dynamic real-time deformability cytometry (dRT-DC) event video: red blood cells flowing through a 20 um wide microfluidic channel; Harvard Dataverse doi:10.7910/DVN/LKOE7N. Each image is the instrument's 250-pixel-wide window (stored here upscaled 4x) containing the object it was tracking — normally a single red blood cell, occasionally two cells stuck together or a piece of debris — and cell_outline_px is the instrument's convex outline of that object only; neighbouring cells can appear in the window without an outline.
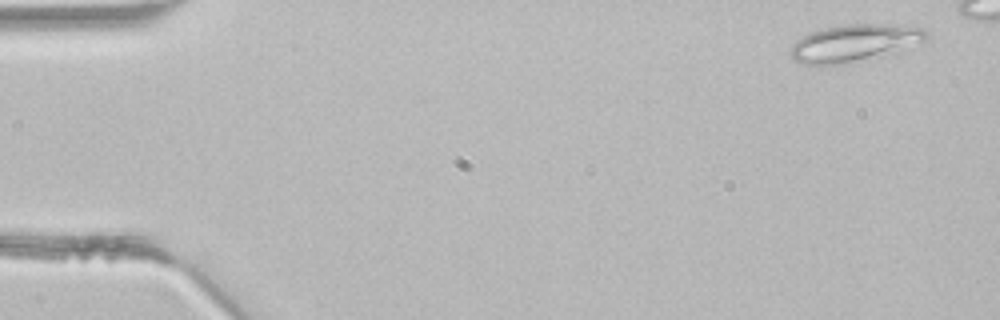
{"species": "common noctule bat (a hibernating species)", "species_latin": "Nyctalus noctula", "temperature_condition": "room temperature", "stored_images_in_passage": 5, "camera_frame_rate_fps": 3000, "um_per_image_px": 0.085, "animal": {"sex": "male", "body_mass_g": 21.5, "forearm_length_mm": 52.0}, "frame": {"image": 1, "passage_image": 1, "time_ms": 0.0, "image_size_px": [1000, 320], "cell_outline_px": [[928, 36], [924, 40], [852, 60], [836, 64], [804, 64], [792, 60], [788, 52], [792, 44], [796, 40], [812, 32], [824, 28], [848, 24], [904, 24], [924, 28], [928, 32]], "centroid_in_image_um": [72.49, 3.59], "position_along_channel_um": 12.5, "area_um2": 27.86}}